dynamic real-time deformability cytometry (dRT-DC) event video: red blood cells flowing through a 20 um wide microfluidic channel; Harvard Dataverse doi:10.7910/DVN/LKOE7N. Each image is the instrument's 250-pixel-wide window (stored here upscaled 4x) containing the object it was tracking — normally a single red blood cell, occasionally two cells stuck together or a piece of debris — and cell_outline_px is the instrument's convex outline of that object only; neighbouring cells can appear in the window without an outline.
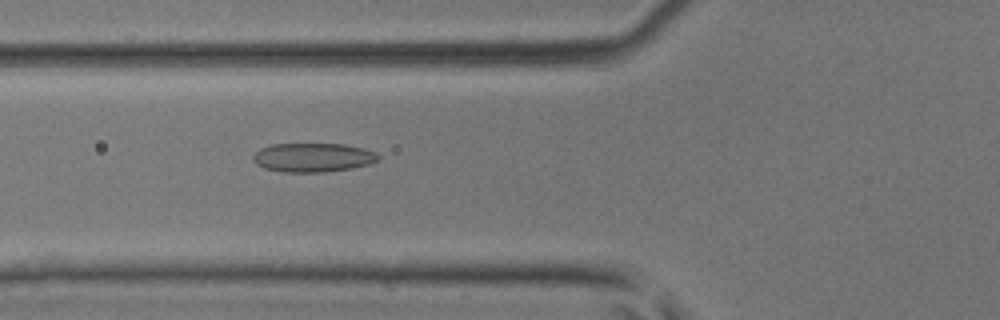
{"species": "common noctule bat (a hibernating species)", "species_latin": "Nyctalus noctula", "temperature_condition": "room temperature", "stored_images_in_passage": 45, "camera_frame_rate_fps": 3000, "um_per_image_px": 0.085, "animal": {"sex": "male", "body_mass_g": 17.9, "forearm_length_mm": 54.2}, "frame": {"image": 1, "passage_image": 17, "time_ms": 5.333, "image_size_px": [1000, 320], "cell_outline_px": [[380, 160], [368, 164], [352, 168], [324, 172], [284, 172], [264, 168], [256, 164], [252, 160], [252, 156], [260, 148], [272, 144], [344, 144], [364, 148], [376, 152], [380, 156]], "centroid_in_image_um": [26.61, 13.38], "position_along_channel_um": 99.2, "area_um2": 21.27}}
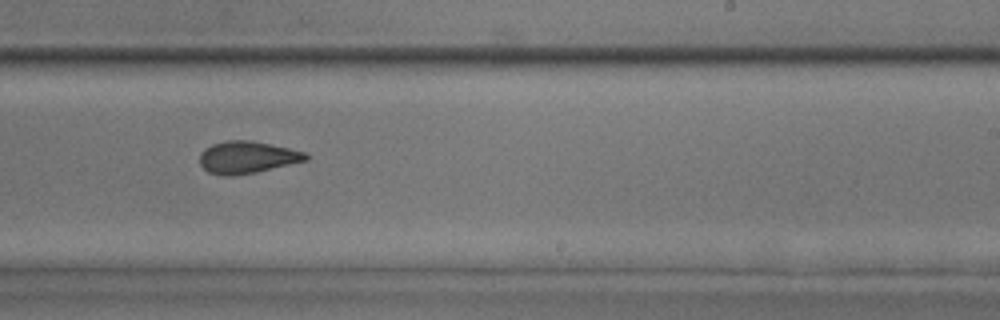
{"frame": {"image": 2, "passage_image": 28, "time_ms": 9.0, "image_size_px": [1000, 320], "cell_outline_px": [[308, 160], [256, 172], [232, 176], [224, 176], [208, 172], [200, 164], [200, 152], [204, 148], [212, 144], [228, 140], [248, 140], [288, 148], [304, 152], [308, 156]], "centroid_in_image_um": [20.97, 13.38], "position_along_channel_um": 268.0, "area_um2": 19.71}}
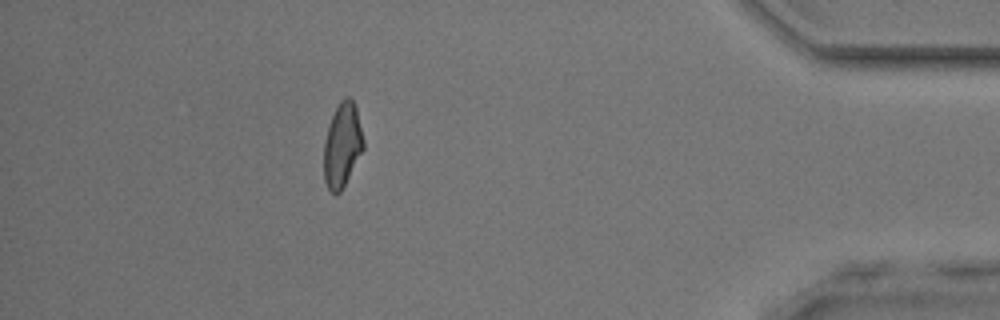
{"frame": {"image": 3, "passage_image": 40, "time_ms": 13.0, "image_size_px": [1000, 320], "cell_outline_px": [[364, 148], [340, 192], [336, 196], [328, 188], [324, 180], [324, 140], [332, 116], [340, 100], [344, 96], [348, 96], [352, 100], [356, 108], [364, 140]], "centroid_in_image_um": [29.09, 12.33], "position_along_channel_um": 406.1, "area_um2": 19.25}}